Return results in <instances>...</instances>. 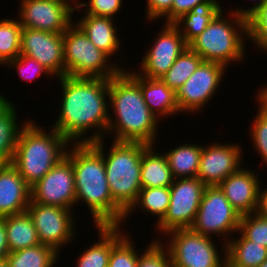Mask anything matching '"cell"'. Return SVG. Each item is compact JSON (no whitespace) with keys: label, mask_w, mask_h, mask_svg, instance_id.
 <instances>
[{"label":"cell","mask_w":267,"mask_h":267,"mask_svg":"<svg viewBox=\"0 0 267 267\" xmlns=\"http://www.w3.org/2000/svg\"><path fill=\"white\" fill-rule=\"evenodd\" d=\"M56 79L61 82L62 96L58 118L51 127L70 143H92L104 139L112 112L107 100L109 79L67 75ZM90 131L92 134L86 137Z\"/></svg>","instance_id":"1"},{"label":"cell","mask_w":267,"mask_h":267,"mask_svg":"<svg viewBox=\"0 0 267 267\" xmlns=\"http://www.w3.org/2000/svg\"><path fill=\"white\" fill-rule=\"evenodd\" d=\"M66 155L72 161L76 204L88 207L95 226H121L126 212L110 193L102 153L92 143H71Z\"/></svg>","instance_id":"2"},{"label":"cell","mask_w":267,"mask_h":267,"mask_svg":"<svg viewBox=\"0 0 267 267\" xmlns=\"http://www.w3.org/2000/svg\"><path fill=\"white\" fill-rule=\"evenodd\" d=\"M108 98L115 116L109 114L108 136L114 133V141L156 144L161 119L151 112L140 86L124 70L109 79Z\"/></svg>","instance_id":"3"},{"label":"cell","mask_w":267,"mask_h":267,"mask_svg":"<svg viewBox=\"0 0 267 267\" xmlns=\"http://www.w3.org/2000/svg\"><path fill=\"white\" fill-rule=\"evenodd\" d=\"M32 120H26L19 134L11 163L30 187L66 156L71 145L54 128L49 127L46 131Z\"/></svg>","instance_id":"4"},{"label":"cell","mask_w":267,"mask_h":267,"mask_svg":"<svg viewBox=\"0 0 267 267\" xmlns=\"http://www.w3.org/2000/svg\"><path fill=\"white\" fill-rule=\"evenodd\" d=\"M104 142L105 140L101 139L92 142V144L103 155L106 178L113 200L127 212L136 202L142 189L141 157L148 144L112 140V144L108 148L104 146Z\"/></svg>","instance_id":"5"},{"label":"cell","mask_w":267,"mask_h":267,"mask_svg":"<svg viewBox=\"0 0 267 267\" xmlns=\"http://www.w3.org/2000/svg\"><path fill=\"white\" fill-rule=\"evenodd\" d=\"M224 10L189 44V48L203 61L216 62L229 68L230 64L239 63L247 55V18L229 10V16L228 12L224 15Z\"/></svg>","instance_id":"6"},{"label":"cell","mask_w":267,"mask_h":267,"mask_svg":"<svg viewBox=\"0 0 267 267\" xmlns=\"http://www.w3.org/2000/svg\"><path fill=\"white\" fill-rule=\"evenodd\" d=\"M63 48L65 76L110 79L126 68L120 63H109L111 58L98 49L74 22L63 33Z\"/></svg>","instance_id":"7"},{"label":"cell","mask_w":267,"mask_h":267,"mask_svg":"<svg viewBox=\"0 0 267 267\" xmlns=\"http://www.w3.org/2000/svg\"><path fill=\"white\" fill-rule=\"evenodd\" d=\"M165 235L166 241L163 244L170 252L171 267H226L224 242L216 244L213 238L201 235L191 228L171 230ZM219 246H222V252L217 248Z\"/></svg>","instance_id":"8"},{"label":"cell","mask_w":267,"mask_h":267,"mask_svg":"<svg viewBox=\"0 0 267 267\" xmlns=\"http://www.w3.org/2000/svg\"><path fill=\"white\" fill-rule=\"evenodd\" d=\"M240 219L241 215L231 206L219 186H206L190 228L210 238L214 234L217 237L220 235L221 242L225 240L224 243L227 244L232 235H237Z\"/></svg>","instance_id":"9"},{"label":"cell","mask_w":267,"mask_h":267,"mask_svg":"<svg viewBox=\"0 0 267 267\" xmlns=\"http://www.w3.org/2000/svg\"><path fill=\"white\" fill-rule=\"evenodd\" d=\"M206 185L197 177L177 178L170 186V204L164 218L156 225L157 234L190 228L201 203ZM159 231V232H158Z\"/></svg>","instance_id":"10"},{"label":"cell","mask_w":267,"mask_h":267,"mask_svg":"<svg viewBox=\"0 0 267 267\" xmlns=\"http://www.w3.org/2000/svg\"><path fill=\"white\" fill-rule=\"evenodd\" d=\"M228 70L222 64L202 61L196 71L176 92V101L181 114L194 115L204 109L217 94L224 74ZM193 112V114H192Z\"/></svg>","instance_id":"11"},{"label":"cell","mask_w":267,"mask_h":267,"mask_svg":"<svg viewBox=\"0 0 267 267\" xmlns=\"http://www.w3.org/2000/svg\"><path fill=\"white\" fill-rule=\"evenodd\" d=\"M26 211L31 216L41 244L51 246L60 253L64 246L73 243L77 232L74 210L30 201Z\"/></svg>","instance_id":"12"},{"label":"cell","mask_w":267,"mask_h":267,"mask_svg":"<svg viewBox=\"0 0 267 267\" xmlns=\"http://www.w3.org/2000/svg\"><path fill=\"white\" fill-rule=\"evenodd\" d=\"M19 2L17 19L23 28L58 34H63L73 23L72 17H75L73 14L78 3L47 0H20Z\"/></svg>","instance_id":"13"},{"label":"cell","mask_w":267,"mask_h":267,"mask_svg":"<svg viewBox=\"0 0 267 267\" xmlns=\"http://www.w3.org/2000/svg\"><path fill=\"white\" fill-rule=\"evenodd\" d=\"M31 201L73 210L76 205L74 171L66 155L31 187Z\"/></svg>","instance_id":"14"},{"label":"cell","mask_w":267,"mask_h":267,"mask_svg":"<svg viewBox=\"0 0 267 267\" xmlns=\"http://www.w3.org/2000/svg\"><path fill=\"white\" fill-rule=\"evenodd\" d=\"M154 37V42L145 52L137 73L146 78H161L189 45L172 23H164Z\"/></svg>","instance_id":"15"},{"label":"cell","mask_w":267,"mask_h":267,"mask_svg":"<svg viewBox=\"0 0 267 267\" xmlns=\"http://www.w3.org/2000/svg\"><path fill=\"white\" fill-rule=\"evenodd\" d=\"M237 143L213 142L202 145L199 178L206 186H218L229 175L238 171L243 163V149ZM243 154V155H242Z\"/></svg>","instance_id":"16"},{"label":"cell","mask_w":267,"mask_h":267,"mask_svg":"<svg viewBox=\"0 0 267 267\" xmlns=\"http://www.w3.org/2000/svg\"><path fill=\"white\" fill-rule=\"evenodd\" d=\"M20 54L37 60L53 78L65 76L63 34L22 28Z\"/></svg>","instance_id":"17"},{"label":"cell","mask_w":267,"mask_h":267,"mask_svg":"<svg viewBox=\"0 0 267 267\" xmlns=\"http://www.w3.org/2000/svg\"><path fill=\"white\" fill-rule=\"evenodd\" d=\"M251 169L242 166L218 185L240 215L257 212L259 207L260 188L263 183L258 173Z\"/></svg>","instance_id":"18"},{"label":"cell","mask_w":267,"mask_h":267,"mask_svg":"<svg viewBox=\"0 0 267 267\" xmlns=\"http://www.w3.org/2000/svg\"><path fill=\"white\" fill-rule=\"evenodd\" d=\"M30 189L12 164L0 165V217L25 212L31 201Z\"/></svg>","instance_id":"19"},{"label":"cell","mask_w":267,"mask_h":267,"mask_svg":"<svg viewBox=\"0 0 267 267\" xmlns=\"http://www.w3.org/2000/svg\"><path fill=\"white\" fill-rule=\"evenodd\" d=\"M127 69L124 71L140 86L146 105L158 119H168L180 113L176 93L160 78H146Z\"/></svg>","instance_id":"20"},{"label":"cell","mask_w":267,"mask_h":267,"mask_svg":"<svg viewBox=\"0 0 267 267\" xmlns=\"http://www.w3.org/2000/svg\"><path fill=\"white\" fill-rule=\"evenodd\" d=\"M77 22L73 21L89 40L111 60L114 55H117L122 43L118 37L119 33L115 20L109 17L93 16L83 14ZM114 21V22H113Z\"/></svg>","instance_id":"21"},{"label":"cell","mask_w":267,"mask_h":267,"mask_svg":"<svg viewBox=\"0 0 267 267\" xmlns=\"http://www.w3.org/2000/svg\"><path fill=\"white\" fill-rule=\"evenodd\" d=\"M98 240L82 250L75 262L76 267H108L112 247L127 233L123 225H98ZM121 227V228H120Z\"/></svg>","instance_id":"22"},{"label":"cell","mask_w":267,"mask_h":267,"mask_svg":"<svg viewBox=\"0 0 267 267\" xmlns=\"http://www.w3.org/2000/svg\"><path fill=\"white\" fill-rule=\"evenodd\" d=\"M220 3L218 0H207L197 4L190 12L181 15L172 23L188 45L203 33L214 17L223 10Z\"/></svg>","instance_id":"23"},{"label":"cell","mask_w":267,"mask_h":267,"mask_svg":"<svg viewBox=\"0 0 267 267\" xmlns=\"http://www.w3.org/2000/svg\"><path fill=\"white\" fill-rule=\"evenodd\" d=\"M14 105L10 100L0 101V165L12 163L19 134L26 125V121L18 123L19 113Z\"/></svg>","instance_id":"24"},{"label":"cell","mask_w":267,"mask_h":267,"mask_svg":"<svg viewBox=\"0 0 267 267\" xmlns=\"http://www.w3.org/2000/svg\"><path fill=\"white\" fill-rule=\"evenodd\" d=\"M156 145H148L141 157L142 188L170 187L174 181L164 153L156 152Z\"/></svg>","instance_id":"25"},{"label":"cell","mask_w":267,"mask_h":267,"mask_svg":"<svg viewBox=\"0 0 267 267\" xmlns=\"http://www.w3.org/2000/svg\"><path fill=\"white\" fill-rule=\"evenodd\" d=\"M231 237L226 244V267H258L267 259V248L247 239ZM237 238V239H236Z\"/></svg>","instance_id":"26"},{"label":"cell","mask_w":267,"mask_h":267,"mask_svg":"<svg viewBox=\"0 0 267 267\" xmlns=\"http://www.w3.org/2000/svg\"><path fill=\"white\" fill-rule=\"evenodd\" d=\"M5 228L10 252L41 244L27 211L5 216Z\"/></svg>","instance_id":"27"},{"label":"cell","mask_w":267,"mask_h":267,"mask_svg":"<svg viewBox=\"0 0 267 267\" xmlns=\"http://www.w3.org/2000/svg\"><path fill=\"white\" fill-rule=\"evenodd\" d=\"M163 152L167 158L171 174L177 178H195L199 170L202 144L182 143Z\"/></svg>","instance_id":"28"},{"label":"cell","mask_w":267,"mask_h":267,"mask_svg":"<svg viewBox=\"0 0 267 267\" xmlns=\"http://www.w3.org/2000/svg\"><path fill=\"white\" fill-rule=\"evenodd\" d=\"M170 204V187H153V188H142L139 192L136 202L131 208L125 213V221L129 219L130 214L134 212L136 208L140 209L141 212L156 216V225L164 218L167 213Z\"/></svg>","instance_id":"29"},{"label":"cell","mask_w":267,"mask_h":267,"mask_svg":"<svg viewBox=\"0 0 267 267\" xmlns=\"http://www.w3.org/2000/svg\"><path fill=\"white\" fill-rule=\"evenodd\" d=\"M60 254L51 246L38 244L10 252L6 260L9 267H55Z\"/></svg>","instance_id":"30"},{"label":"cell","mask_w":267,"mask_h":267,"mask_svg":"<svg viewBox=\"0 0 267 267\" xmlns=\"http://www.w3.org/2000/svg\"><path fill=\"white\" fill-rule=\"evenodd\" d=\"M202 61L197 53L187 48L160 79L176 93Z\"/></svg>","instance_id":"31"},{"label":"cell","mask_w":267,"mask_h":267,"mask_svg":"<svg viewBox=\"0 0 267 267\" xmlns=\"http://www.w3.org/2000/svg\"><path fill=\"white\" fill-rule=\"evenodd\" d=\"M22 28L17 17L0 20V67L20 54Z\"/></svg>","instance_id":"32"},{"label":"cell","mask_w":267,"mask_h":267,"mask_svg":"<svg viewBox=\"0 0 267 267\" xmlns=\"http://www.w3.org/2000/svg\"><path fill=\"white\" fill-rule=\"evenodd\" d=\"M248 39L267 53V0L247 17Z\"/></svg>","instance_id":"33"},{"label":"cell","mask_w":267,"mask_h":267,"mask_svg":"<svg viewBox=\"0 0 267 267\" xmlns=\"http://www.w3.org/2000/svg\"><path fill=\"white\" fill-rule=\"evenodd\" d=\"M126 233L111 249L108 267H137L139 251Z\"/></svg>","instance_id":"34"},{"label":"cell","mask_w":267,"mask_h":267,"mask_svg":"<svg viewBox=\"0 0 267 267\" xmlns=\"http://www.w3.org/2000/svg\"><path fill=\"white\" fill-rule=\"evenodd\" d=\"M239 231L247 239L267 248V217L258 211L241 215Z\"/></svg>","instance_id":"35"},{"label":"cell","mask_w":267,"mask_h":267,"mask_svg":"<svg viewBox=\"0 0 267 267\" xmlns=\"http://www.w3.org/2000/svg\"><path fill=\"white\" fill-rule=\"evenodd\" d=\"M160 240L156 236V239L150 240L151 244L149 242L143 253L139 251L137 267H171L170 252Z\"/></svg>","instance_id":"36"},{"label":"cell","mask_w":267,"mask_h":267,"mask_svg":"<svg viewBox=\"0 0 267 267\" xmlns=\"http://www.w3.org/2000/svg\"><path fill=\"white\" fill-rule=\"evenodd\" d=\"M258 108V113L253 118L254 120H252L253 123L249 129V133L251 134V143L255 148L254 151L261 156V163L263 162L261 167L263 170L264 166L267 165V112L261 106Z\"/></svg>","instance_id":"37"},{"label":"cell","mask_w":267,"mask_h":267,"mask_svg":"<svg viewBox=\"0 0 267 267\" xmlns=\"http://www.w3.org/2000/svg\"><path fill=\"white\" fill-rule=\"evenodd\" d=\"M8 66V67H7ZM16 68V70L19 75V77L22 80L26 81H33L38 78V76H42L41 74H45L52 77L53 75L49 72L47 68H45L43 65H41L37 60L32 59L30 57H27L23 54H19L15 59L9 61L5 68Z\"/></svg>","instance_id":"38"},{"label":"cell","mask_w":267,"mask_h":267,"mask_svg":"<svg viewBox=\"0 0 267 267\" xmlns=\"http://www.w3.org/2000/svg\"><path fill=\"white\" fill-rule=\"evenodd\" d=\"M122 0H87L77 3L75 11H82L93 16L109 17L114 19L122 8ZM115 15V16H114Z\"/></svg>","instance_id":"39"},{"label":"cell","mask_w":267,"mask_h":267,"mask_svg":"<svg viewBox=\"0 0 267 267\" xmlns=\"http://www.w3.org/2000/svg\"><path fill=\"white\" fill-rule=\"evenodd\" d=\"M146 3V20L153 22L170 13L173 0H146Z\"/></svg>","instance_id":"40"},{"label":"cell","mask_w":267,"mask_h":267,"mask_svg":"<svg viewBox=\"0 0 267 267\" xmlns=\"http://www.w3.org/2000/svg\"><path fill=\"white\" fill-rule=\"evenodd\" d=\"M207 0H173L170 13L163 19L165 23H173L181 15L190 12L197 4L206 2Z\"/></svg>","instance_id":"41"},{"label":"cell","mask_w":267,"mask_h":267,"mask_svg":"<svg viewBox=\"0 0 267 267\" xmlns=\"http://www.w3.org/2000/svg\"><path fill=\"white\" fill-rule=\"evenodd\" d=\"M10 253L7 243L6 228H5V216L0 217V259L6 258Z\"/></svg>","instance_id":"42"},{"label":"cell","mask_w":267,"mask_h":267,"mask_svg":"<svg viewBox=\"0 0 267 267\" xmlns=\"http://www.w3.org/2000/svg\"><path fill=\"white\" fill-rule=\"evenodd\" d=\"M257 1V0H256ZM255 0H253V5L249 6V8H241L240 6L236 9H232L230 11H234L236 12L238 15H241L245 18H247L252 12L255 11L256 8H258L259 6H261L266 0H258L256 2Z\"/></svg>","instance_id":"43"},{"label":"cell","mask_w":267,"mask_h":267,"mask_svg":"<svg viewBox=\"0 0 267 267\" xmlns=\"http://www.w3.org/2000/svg\"><path fill=\"white\" fill-rule=\"evenodd\" d=\"M256 92L254 99L257 101L258 106H261L267 112V85H263Z\"/></svg>","instance_id":"44"},{"label":"cell","mask_w":267,"mask_h":267,"mask_svg":"<svg viewBox=\"0 0 267 267\" xmlns=\"http://www.w3.org/2000/svg\"><path fill=\"white\" fill-rule=\"evenodd\" d=\"M258 212L267 217V187L260 188Z\"/></svg>","instance_id":"45"},{"label":"cell","mask_w":267,"mask_h":267,"mask_svg":"<svg viewBox=\"0 0 267 267\" xmlns=\"http://www.w3.org/2000/svg\"><path fill=\"white\" fill-rule=\"evenodd\" d=\"M0 267H9V264L6 258L0 259Z\"/></svg>","instance_id":"46"},{"label":"cell","mask_w":267,"mask_h":267,"mask_svg":"<svg viewBox=\"0 0 267 267\" xmlns=\"http://www.w3.org/2000/svg\"><path fill=\"white\" fill-rule=\"evenodd\" d=\"M47 1H57V2H77L78 0H47Z\"/></svg>","instance_id":"47"},{"label":"cell","mask_w":267,"mask_h":267,"mask_svg":"<svg viewBox=\"0 0 267 267\" xmlns=\"http://www.w3.org/2000/svg\"><path fill=\"white\" fill-rule=\"evenodd\" d=\"M258 267H267V259L261 265H259Z\"/></svg>","instance_id":"48"},{"label":"cell","mask_w":267,"mask_h":267,"mask_svg":"<svg viewBox=\"0 0 267 267\" xmlns=\"http://www.w3.org/2000/svg\"><path fill=\"white\" fill-rule=\"evenodd\" d=\"M2 99H4V100H8V98H6V96H4V94H1V92H0V101H1Z\"/></svg>","instance_id":"49"}]
</instances>
